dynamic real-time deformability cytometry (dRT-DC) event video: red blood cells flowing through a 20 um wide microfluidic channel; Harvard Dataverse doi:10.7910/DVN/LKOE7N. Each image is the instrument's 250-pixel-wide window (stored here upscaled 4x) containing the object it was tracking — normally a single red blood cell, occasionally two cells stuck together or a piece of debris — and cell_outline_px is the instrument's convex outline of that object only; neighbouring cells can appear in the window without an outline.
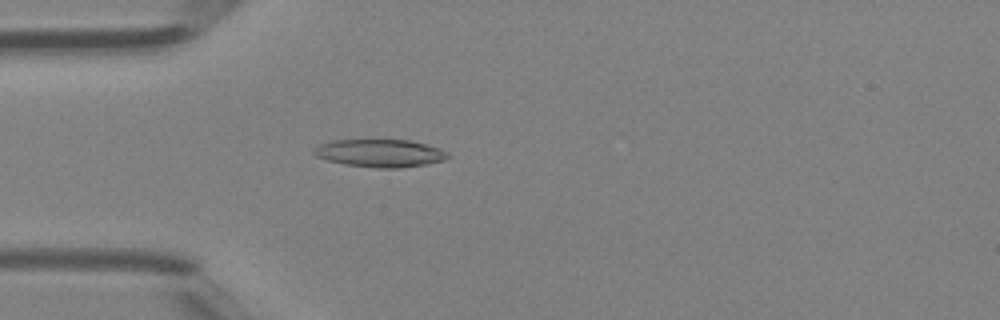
{"species": "Egyptian fruit bat (a non-hibernating species)", "species_latin": "Rousettus aegyptiacus", "temperature_condition": "room temperature", "stored_images_in_passage": 48, "camera_frame_rate_fps": 3000, "um_per_image_px": 0.085, "animal": {"sex": "female"}, "frame": {"image": 1, "passage_image": 14, "time_ms": 4.333, "image_size_px": [1000, 320], "cell_outline_px": [[452, 156], [444, 160], [428, 164], [400, 168], [376, 168], [344, 164], [328, 160], [316, 156], [312, 152], [312, 148], [320, 144], [332, 140], [412, 140], [440, 148], [448, 152]], "centroid_in_image_um": [32.33, 13.02], "position_along_channel_um": 52.7, "area_um2": 21.91}}
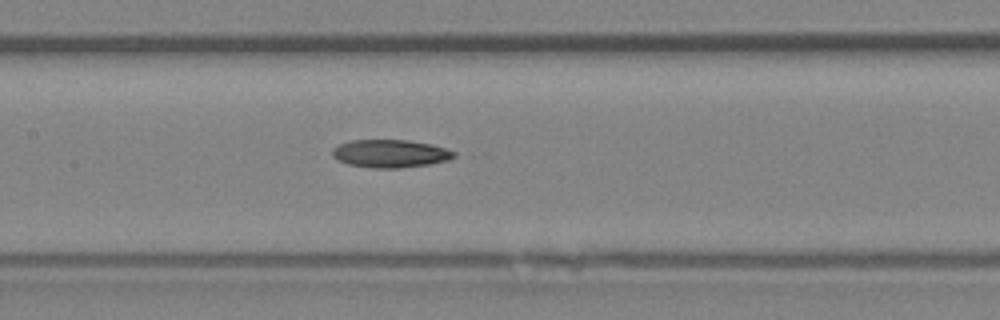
{"frame": {"image": 2, "passage_image": 23, "time_ms": 7.333, "image_size_px": [1000, 320], "cell_outline_px": [[456, 156], [448, 160], [428, 164], [400, 168], [372, 168], [348, 164], [336, 160], [332, 156], [332, 148], [340, 144], [352, 140], [408, 140], [432, 144], [456, 152]], "centroid_in_image_um": [33.15, 13.05], "position_along_channel_um": 174.2, "area_um2": 19.83}}
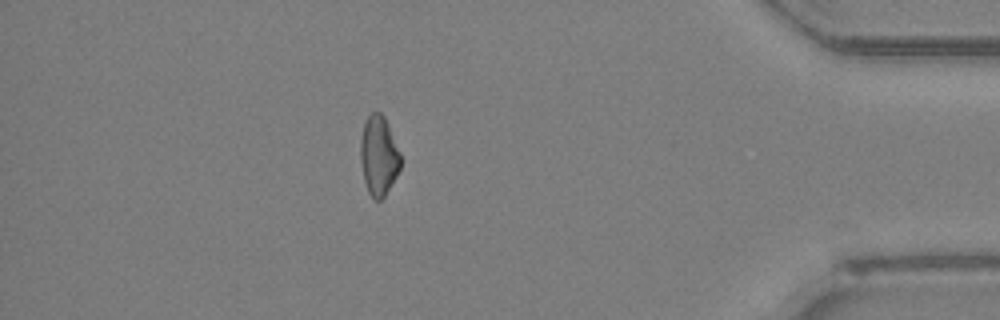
{"frame": {"image": 3, "passage_image": 42, "time_ms": 13.667, "image_size_px": [1000, 320], "cell_outline_px": [[400, 168], [396, 176], [384, 196], [380, 200], [372, 200], [368, 192], [364, 180], [360, 160], [360, 140], [364, 120], [372, 112], [380, 112], [384, 116], [388, 124], [400, 152]], "centroid_in_image_um": [32.17, 13.22], "position_along_channel_um": 403.0, "area_um2": 18.67}, "authors_computed_cell_mechanics": {"area_um2": 19.5364, "velocity_mm_per_s": 4.3063, "shape_relaxation_time_tau1_ms": null, "shape_relaxation_time_tau2_ms": 5.2582, "deformation_change_tau1": null, "deformation_change_tau2": 0.1352}}